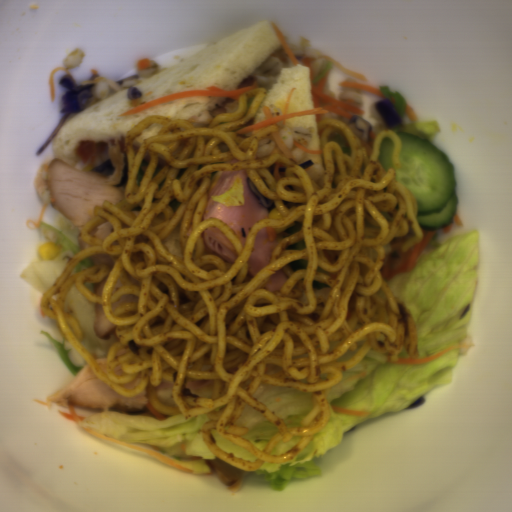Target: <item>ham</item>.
<instances>
[{"label":"ham","instance_id":"37f43c06","mask_svg":"<svg viewBox=\"0 0 512 512\" xmlns=\"http://www.w3.org/2000/svg\"><path fill=\"white\" fill-rule=\"evenodd\" d=\"M243 183L244 205L223 207L212 201V196H218L229 191L237 180ZM208 196L202 220L216 218L227 224L238 237L244 250L246 240L256 222L268 219L264 207L255 198L249 184L245 169L222 170L211 177Z\"/></svg>","mask_w":512,"mask_h":512},{"label":"ham","instance_id":"09b19980","mask_svg":"<svg viewBox=\"0 0 512 512\" xmlns=\"http://www.w3.org/2000/svg\"><path fill=\"white\" fill-rule=\"evenodd\" d=\"M274 249L275 247L269 236V226L260 229L255 240L252 255L247 262L248 271L243 283L250 281L255 274L270 264Z\"/></svg>","mask_w":512,"mask_h":512},{"label":"ham","instance_id":"d13d27c6","mask_svg":"<svg viewBox=\"0 0 512 512\" xmlns=\"http://www.w3.org/2000/svg\"><path fill=\"white\" fill-rule=\"evenodd\" d=\"M203 245L207 251L227 263L236 261L238 252L233 241L221 231L208 227L203 233Z\"/></svg>","mask_w":512,"mask_h":512},{"label":"ham","instance_id":"4e895bc4","mask_svg":"<svg viewBox=\"0 0 512 512\" xmlns=\"http://www.w3.org/2000/svg\"><path fill=\"white\" fill-rule=\"evenodd\" d=\"M286 275L281 270L276 275H274L272 278H270L267 283L263 286L261 290L269 291V292H276L278 290H281L284 286L285 282L287 281Z\"/></svg>","mask_w":512,"mask_h":512}]
</instances>
